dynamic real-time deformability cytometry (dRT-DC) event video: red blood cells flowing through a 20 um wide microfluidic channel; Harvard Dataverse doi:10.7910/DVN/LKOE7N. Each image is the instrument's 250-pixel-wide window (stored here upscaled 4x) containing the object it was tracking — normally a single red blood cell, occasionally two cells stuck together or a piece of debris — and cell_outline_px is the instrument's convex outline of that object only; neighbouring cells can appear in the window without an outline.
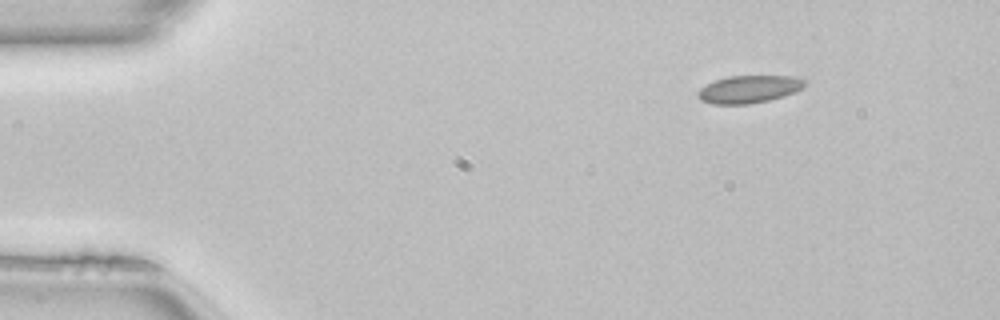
{"species": "common noctule bat (a hibernating species)", "species_latin": "Nyctalus noctula", "temperature_condition": "room temperature", "stored_images_in_passage": 45, "camera_frame_rate_fps": 3000, "um_per_image_px": 0.085, "animal": {"sex": "female", "body_mass_g": 22.7, "forearm_length_mm": 54.2}, "frame": {"image": 1, "passage_image": 1, "time_ms": 0.0, "image_size_px": [1000, 320], "cell_outline_px": [[808, 80], [800, 88], [784, 96], [768, 100], [748, 104], [712, 104], [700, 100], [696, 96], [696, 92], [700, 88], [716, 80], [728, 76], [792, 76]], "centroid_in_image_um": [63.61, 7.58], "position_along_channel_um": 21.4, "area_um2": 17.05}}
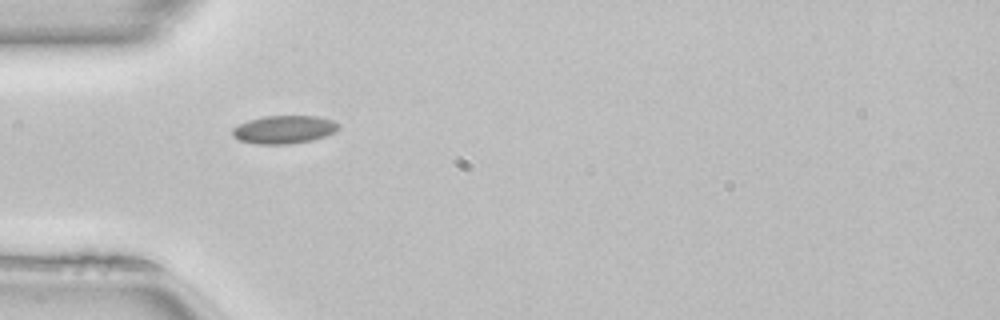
{"frame": {"image": 2, "passage_image": 10, "time_ms": 3.0, "image_size_px": [1000, 320], "cell_outline_px": [[340, 128], [336, 132], [312, 140], [288, 144], [256, 144], [240, 140], [232, 136], [232, 128], [248, 120], [264, 116], [316, 116], [332, 120], [340, 124]], "centroid_in_image_um": [24.16, 11.01], "position_along_channel_um": 60.8, "area_um2": 17.4}}
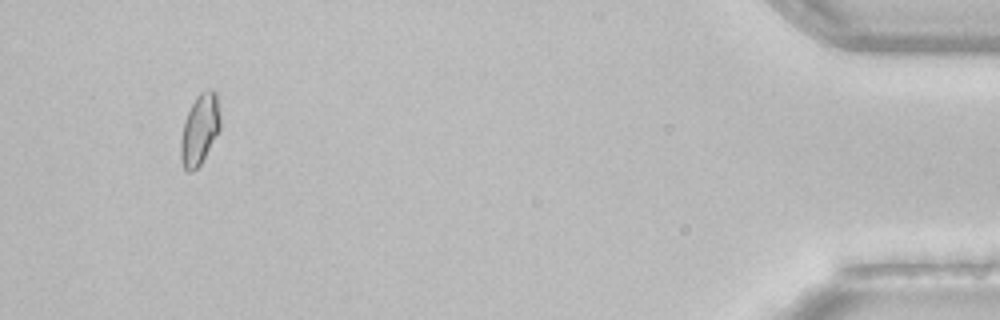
{"frame": {"image": 3, "passage_image": 42, "time_ms": 13.667, "image_size_px": [1000, 320], "cell_outline_px": [[220, 132], [200, 164], [192, 172], [188, 172], [184, 168], [180, 160], [180, 140], [184, 120], [196, 96], [200, 92], [208, 88], [212, 88], [216, 92], [220, 116]], "centroid_in_image_um": [16.98, 10.99], "position_along_channel_um": 418.2, "area_um2": 16.53}, "authors_computed_cell_mechanics": {"area_um2": 16.6464, "velocity_mm_per_s": 4.083, "shape_relaxation_time_tau1_ms": null, "shape_relaxation_time_tau2_ms": 3.9132, "deformation_change_tau1": null, "deformation_change_tau2": 0.0695}}